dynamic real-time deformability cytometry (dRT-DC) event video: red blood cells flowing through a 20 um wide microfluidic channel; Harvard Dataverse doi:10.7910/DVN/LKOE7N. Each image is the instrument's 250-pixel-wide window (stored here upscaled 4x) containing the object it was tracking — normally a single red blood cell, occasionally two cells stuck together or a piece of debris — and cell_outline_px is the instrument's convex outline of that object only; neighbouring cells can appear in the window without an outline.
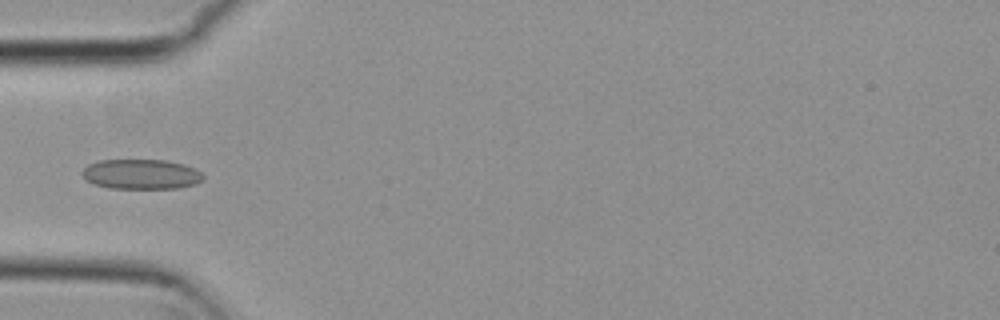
{"species": "common noctule bat (a hibernating species)", "species_latin": "Nyctalus noctula", "temperature_condition": "cold", "stored_images_in_passage": 7, "camera_frame_rate_fps": 3000, "um_per_image_px": 0.085, "animal": {"sex": "female", "body_mass_g": 29.2, "forearm_length_mm": 56.3}, "frame": {"image": 1, "passage_image": 4, "time_ms": 1.0, "image_size_px": [1000, 320], "cell_outline_px": [[204, 180], [196, 184], [180, 188], [108, 188], [92, 184], [80, 172], [88, 164], [100, 160], [164, 160], [184, 164], [200, 172], [204, 176]], "centroid_in_image_um": [12.0, 14.81], "position_along_channel_um": 73.0, "area_um2": 21.15}}
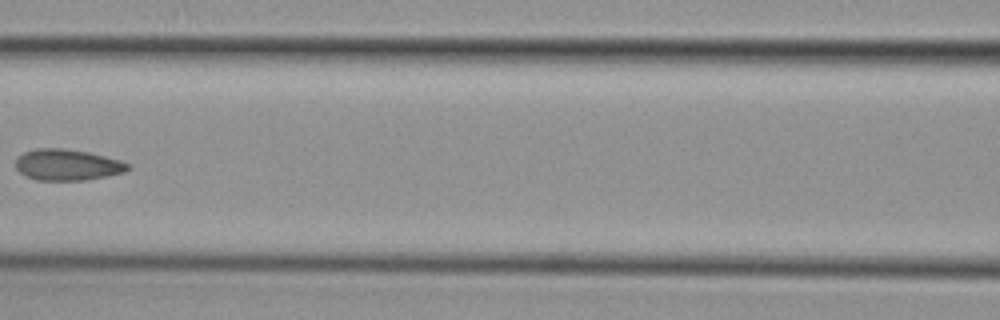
{"frame": {"image": 2, "passage_image": 6, "time_ms": 1.667, "image_size_px": [1000, 320], "cell_outline_px": [[132, 168], [124, 172], [108, 176], [88, 180], [36, 180], [24, 176], [16, 168], [16, 160], [24, 152], [36, 148], [64, 148], [88, 152], [120, 160], [128, 164]], "centroid_in_image_um": [5.73, 14.01], "position_along_channel_um": 160.9, "area_um2": 20.46}}
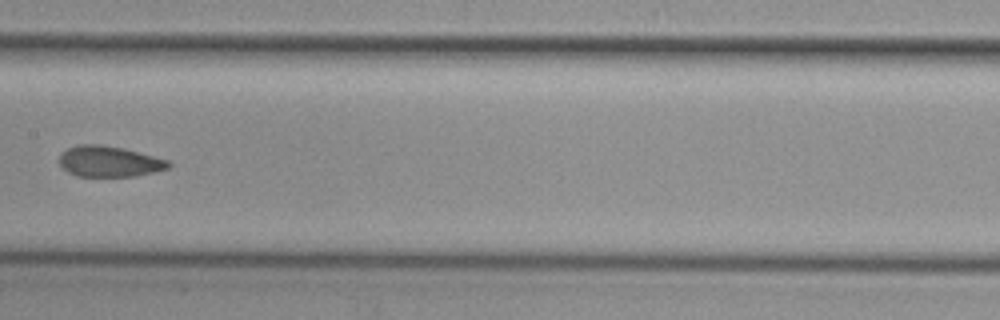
{"frame": {"image": 3, "passage_image": 7, "time_ms": 2.0, "image_size_px": [1000, 320], "cell_outline_px": [[172, 164], [168, 168], [136, 176], [76, 176], [68, 172], [60, 164], [60, 152], [76, 144], [100, 144], [124, 148], [168, 160]], "centroid_in_image_um": [9.26, 13.71], "position_along_channel_um": 198.1, "area_um2": 19.59}}